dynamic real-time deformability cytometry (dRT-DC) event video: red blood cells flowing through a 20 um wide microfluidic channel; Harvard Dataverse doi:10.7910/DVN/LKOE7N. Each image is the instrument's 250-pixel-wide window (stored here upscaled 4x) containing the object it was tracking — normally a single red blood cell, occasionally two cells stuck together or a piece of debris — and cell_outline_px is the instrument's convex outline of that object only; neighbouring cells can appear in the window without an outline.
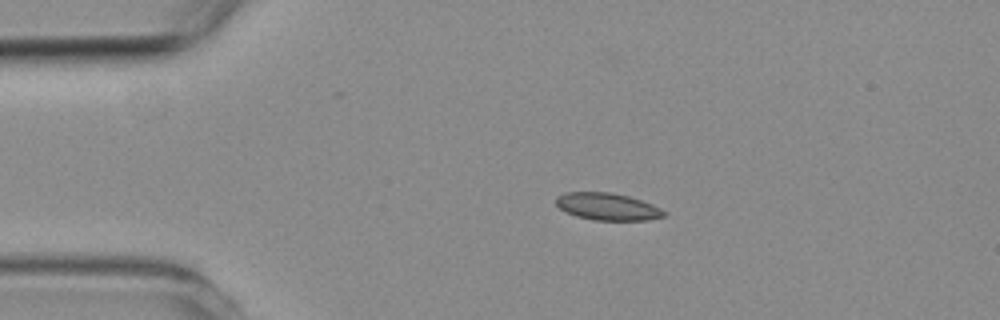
{"species": "common noctule bat (a hibernating species)", "species_latin": "Nyctalus noctula", "temperature_condition": "room temperature", "stored_images_in_passage": 5, "camera_frame_rate_fps": 3000, "um_per_image_px": 0.085, "animal": {"sex": "female", "body_mass_g": 19.3, "forearm_length_mm": 54.1}, "frame": {"image": 1, "passage_image": 4, "time_ms": 3.333, "image_size_px": [1000, 320], "cell_outline_px": [[668, 216], [648, 220], [592, 220], [576, 216], [564, 212], [556, 204], [556, 196], [564, 192], [612, 192], [628, 196], [652, 204], [668, 212]], "centroid_in_image_um": [51.64, 17.56], "position_along_channel_um": 33.4, "area_um2": 17.34}}